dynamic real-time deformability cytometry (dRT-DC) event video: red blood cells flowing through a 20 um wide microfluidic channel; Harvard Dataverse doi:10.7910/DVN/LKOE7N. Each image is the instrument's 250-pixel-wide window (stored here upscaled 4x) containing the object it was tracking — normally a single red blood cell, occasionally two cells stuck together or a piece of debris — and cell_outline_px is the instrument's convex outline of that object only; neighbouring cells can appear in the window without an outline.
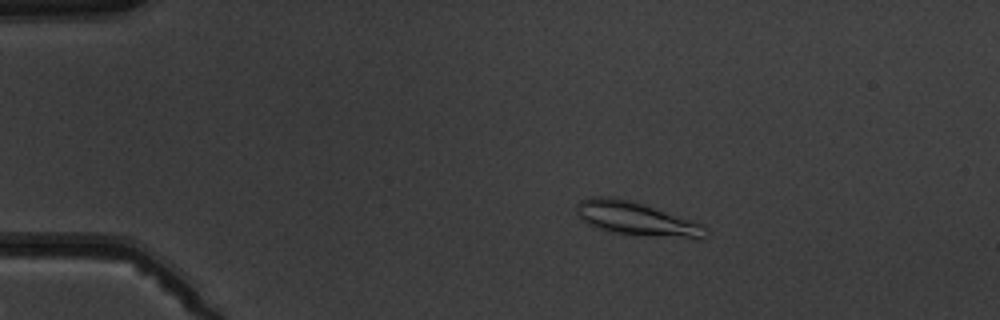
{"species": "common noctule bat (a hibernating species)", "species_latin": "Nyctalus noctula", "temperature_condition": "warm", "stored_images_in_passage": 4, "camera_frame_rate_fps": 3000, "um_per_image_px": 0.085, "animal": {"sex": "male", "body_mass_g": 19.5, "forearm_length_mm": 54.6}, "frame": {"image": 1, "passage_image": 3, "time_ms": 2.333, "image_size_px": [1000, 320], "cell_outline_px": [[708, 236], [704, 240], [700, 240], [608, 232], [596, 228], [588, 224], [576, 216], [576, 204], [580, 200], [588, 196], [612, 196], [632, 200], [704, 224], [708, 228]], "centroid_in_image_um": [54.12, 18.6], "position_along_channel_um": 30.9, "area_um2": 26.07}}